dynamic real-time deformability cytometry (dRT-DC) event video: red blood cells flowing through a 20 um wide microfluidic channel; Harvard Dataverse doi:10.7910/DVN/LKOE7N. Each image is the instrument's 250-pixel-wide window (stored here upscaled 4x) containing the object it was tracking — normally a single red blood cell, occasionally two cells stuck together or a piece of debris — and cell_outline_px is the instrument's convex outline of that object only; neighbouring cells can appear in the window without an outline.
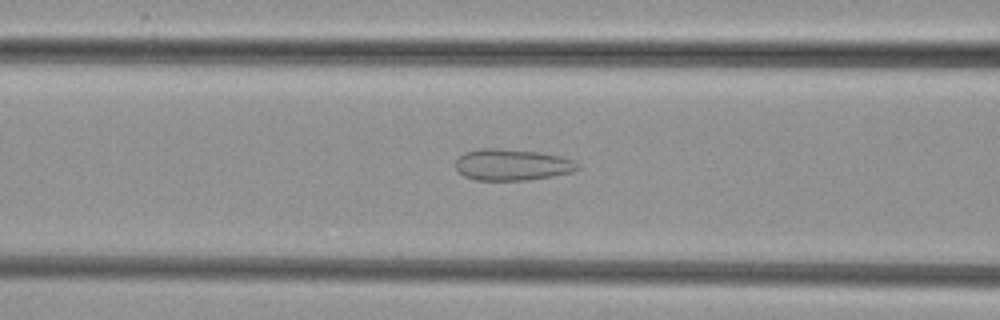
{"species": "common noctule bat (a hibernating species)", "species_latin": "Nyctalus noctula", "temperature_condition": "cold", "stored_images_in_passage": 53, "camera_frame_rate_fps": 3000, "um_per_image_px": 0.085, "animal": {"sex": "female", "body_mass_g": 29.2, "forearm_length_mm": 56.3}, "frame": {"image": 1, "passage_image": 22, "time_ms": 7.0, "image_size_px": [1000, 320], "cell_outline_px": [[580, 168], [572, 172], [552, 176], [528, 180], [476, 180], [464, 176], [456, 168], [456, 160], [464, 152], [480, 148], [500, 148], [540, 152], [560, 156], [572, 160], [580, 164]], "centroid_in_image_um": [43.54, 14.0], "position_along_channel_um": 123.1, "area_um2": 22.43}}
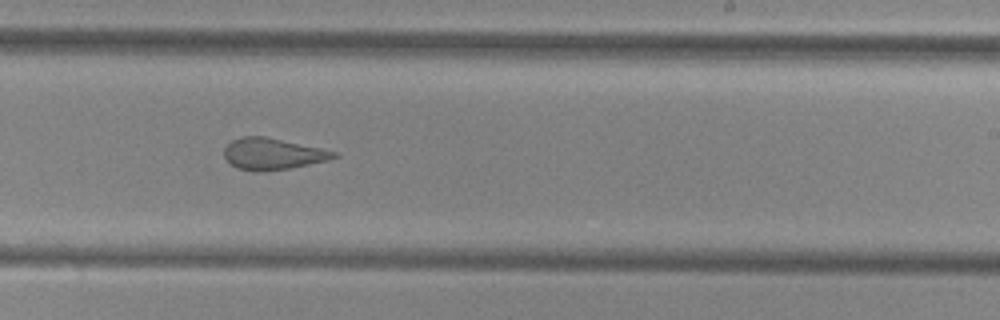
{"frame": {"image": 2, "passage_image": 33, "time_ms": 10.667, "image_size_px": [1000, 320], "cell_outline_px": [[340, 156], [328, 160], [288, 168], [264, 172], [252, 172], [236, 168], [224, 156], [224, 148], [232, 140], [240, 136], [264, 136], [340, 152]], "centroid_in_image_um": [23.18, 13.08], "position_along_channel_um": 265.8, "area_um2": 20.23}}
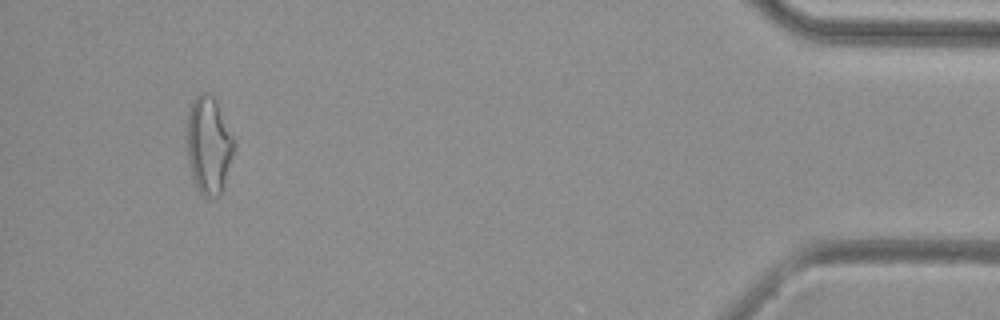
{"frame": {"image": 3, "passage_image": 50, "time_ms": 16.333, "image_size_px": [1000, 320], "cell_outline_px": [[232, 152], [220, 196], [208, 200], [200, 192], [192, 176], [188, 160], [188, 112], [196, 96], [200, 92], [208, 92], [212, 96], [232, 136]], "centroid_in_image_um": [17.7, 12.38], "position_along_channel_um": 417.5, "area_um2": 25.55}}